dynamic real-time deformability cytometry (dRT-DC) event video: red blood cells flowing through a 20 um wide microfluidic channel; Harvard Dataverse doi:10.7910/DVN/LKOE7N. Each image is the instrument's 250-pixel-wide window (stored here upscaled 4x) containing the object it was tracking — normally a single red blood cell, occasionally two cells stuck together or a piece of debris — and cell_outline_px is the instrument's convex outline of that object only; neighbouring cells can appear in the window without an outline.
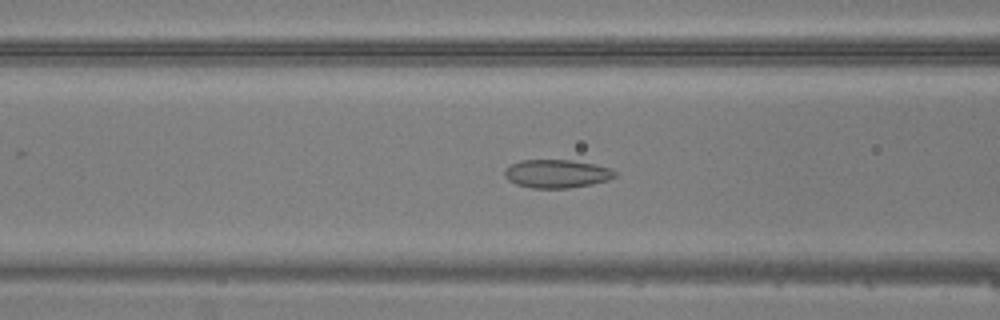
{"species": "common noctule bat (a hibernating species)", "species_latin": "Nyctalus noctula", "temperature_condition": "warm", "stored_images_in_passage": 48, "camera_frame_rate_fps": 3000, "um_per_image_px": 0.085, "animal": {"sex": "male", "body_mass_g": 20.5, "forearm_length_mm": 52.5}, "frame": {"image": 1, "passage_image": 20, "time_ms": 6.333, "image_size_px": [1000, 320], "cell_outline_px": [[616, 176], [608, 180], [592, 184], [568, 188], [532, 188], [516, 184], [508, 180], [504, 176], [504, 172], [512, 164], [520, 160], [572, 160], [612, 168], [616, 172]], "centroid_in_image_um": [47.34, 14.77], "position_along_channel_um": 119.3, "area_um2": 18.15}}
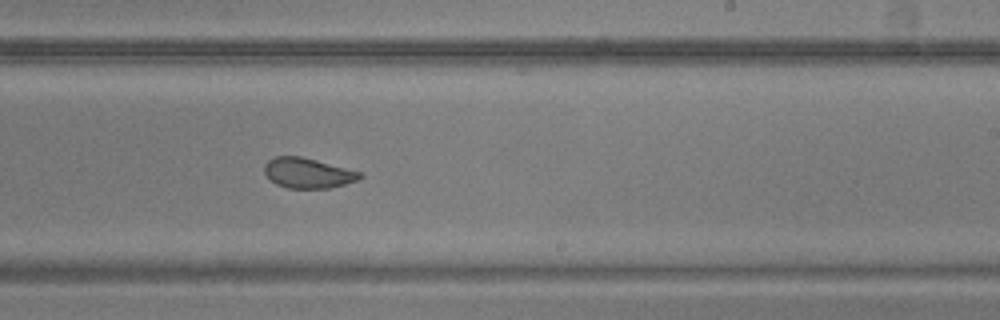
{"frame": {"image": 2, "passage_image": 30, "time_ms": 9.667, "image_size_px": [1000, 320], "cell_outline_px": [[364, 176], [360, 180], [328, 188], [288, 188], [276, 184], [264, 172], [264, 164], [268, 160], [276, 156], [300, 156], [316, 160], [360, 172]], "centroid_in_image_um": [26.17, 14.71], "position_along_channel_um": 262.8, "area_um2": 16.65}}
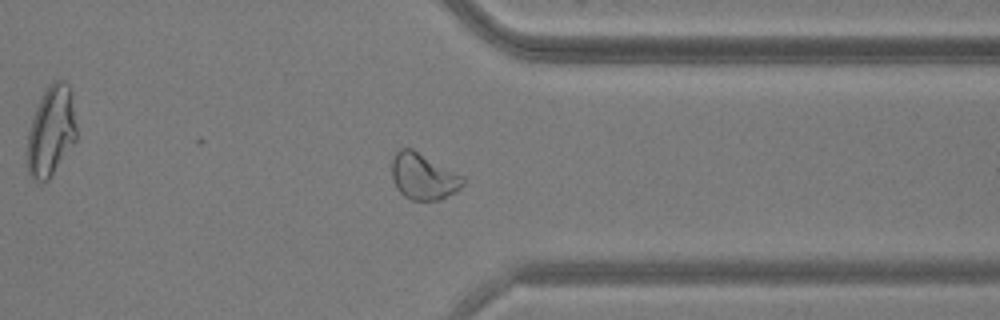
{"frame": {"image": 3, "passage_image": 38, "time_ms": 12.333, "image_size_px": [1000, 320], "cell_outline_px": [[464, 184], [456, 192], [440, 200], [412, 200], [404, 196], [396, 188], [392, 180], [392, 160], [396, 152], [400, 148], [412, 148], [464, 176]], "centroid_in_image_um": [35.98, 15.0], "position_along_channel_um": 375.4, "area_um2": 19.31}}